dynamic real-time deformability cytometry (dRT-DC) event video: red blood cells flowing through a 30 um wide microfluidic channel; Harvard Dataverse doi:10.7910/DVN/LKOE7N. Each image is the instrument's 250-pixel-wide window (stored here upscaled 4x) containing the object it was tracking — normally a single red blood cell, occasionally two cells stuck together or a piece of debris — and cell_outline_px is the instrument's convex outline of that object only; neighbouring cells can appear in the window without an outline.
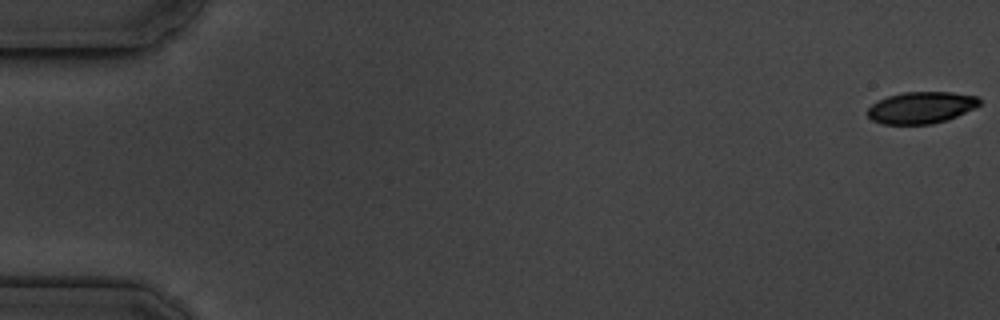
{"species": "common noctule bat (a hibernating species)", "species_latin": "Nyctalus noctula", "temperature_condition": "cold", "stored_images_in_passage": 17, "camera_frame_rate_fps": 3000, "um_per_image_px": 0.085, "animal": {"sex": "male", "body_mass_g": 19.5, "forearm_length_mm": 54.6}, "frame": {"image": 1, "passage_image": 1, "time_ms": 0.0, "image_size_px": [1000, 320], "cell_outline_px": [[980, 104], [976, 108], [948, 120], [932, 124], [880, 124], [872, 120], [868, 116], [868, 108], [872, 104], [888, 96], [904, 92], [952, 92], [976, 96], [980, 100]], "centroid_in_image_um": [78.32, 9.15], "position_along_channel_um": 6.7, "area_um2": 20.75}}
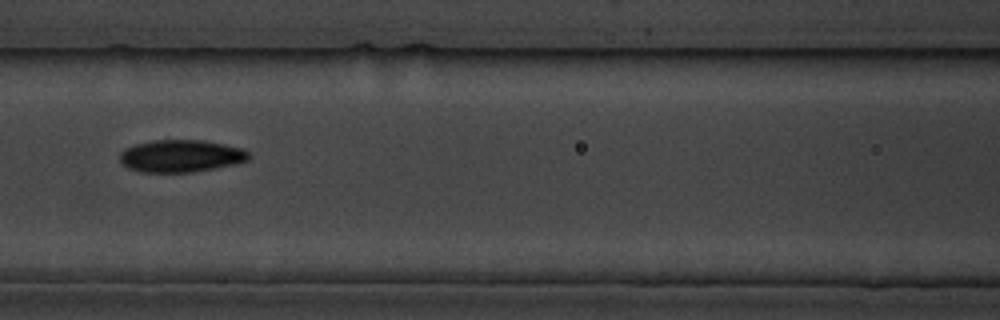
{"frame": {"image": 2, "passage_image": 8, "time_ms": 8.333, "image_size_px": [1000, 320], "cell_outline_px": [[252, 156], [248, 160], [236, 164], [192, 172], [140, 172], [128, 168], [120, 160], [120, 152], [124, 148], [136, 144], [152, 140], [204, 140], [244, 148], [252, 152]], "centroid_in_image_um": [15.43, 13.25], "position_along_channel_um": 151.2, "area_um2": 24.57}}
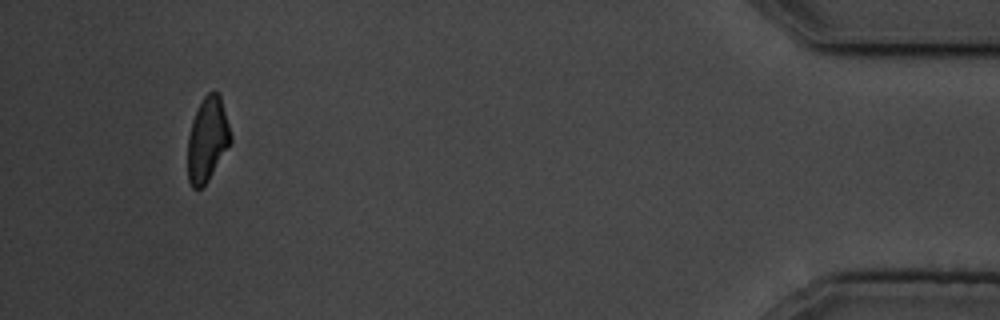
{"frame": {"image": 3, "passage_image": 16, "time_ms": 17.667, "image_size_px": [1000, 320], "cell_outline_px": [[232, 140], [208, 180], [200, 188], [192, 188], [188, 180], [188, 136], [192, 120], [204, 96], [208, 92], [216, 92], [220, 96], [232, 136]], "centroid_in_image_um": [17.62, 11.86], "position_along_channel_um": 417.6, "area_um2": 20.69}, "authors_computed_cell_mechanics": {"area_um2": 22.8888, "velocity_mm_per_s": 3.5807, "shape_relaxation_time_tau1_ms": 4.0987, "shape_relaxation_time_tau2_ms": 3.5455, "deformation_change_tau1": 0.1174, "deformation_change_tau2": 0.0758}}